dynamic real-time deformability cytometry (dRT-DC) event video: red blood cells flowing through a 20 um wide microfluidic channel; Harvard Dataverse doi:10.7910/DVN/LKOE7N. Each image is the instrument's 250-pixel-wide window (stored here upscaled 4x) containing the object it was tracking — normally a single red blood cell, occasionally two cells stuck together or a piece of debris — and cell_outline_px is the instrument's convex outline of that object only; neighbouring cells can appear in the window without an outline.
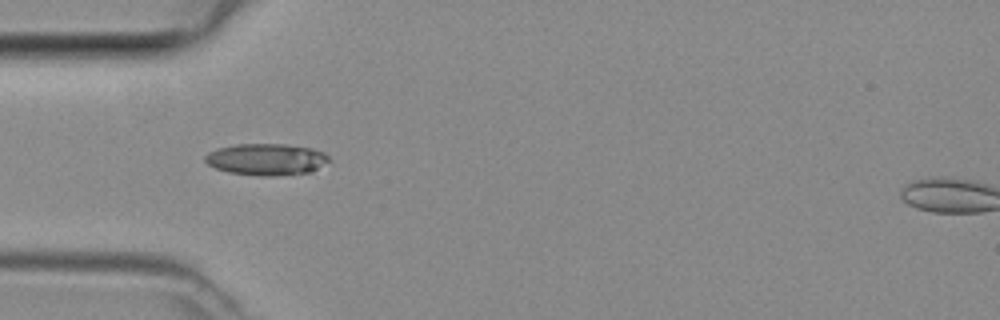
{"species": "common noctule bat (a hibernating species)", "species_latin": "Nyctalus noctula", "temperature_condition": "room temperature", "stored_images_in_passage": 4, "camera_frame_rate_fps": 3000, "um_per_image_px": 0.085, "animal": {"sex": "female", "body_mass_g": 29.2, "forearm_length_mm": 56.3}, "frame": {"image": 1, "passage_image": 3, "time_ms": 0.667, "image_size_px": [1000, 320], "cell_outline_px": [[328, 160], [312, 172], [276, 176], [260, 176], [228, 172], [216, 168], [208, 164], [204, 160], [204, 156], [208, 152], [220, 148], [236, 144], [284, 144], [312, 148], [324, 152], [328, 156]], "centroid_in_image_um": [22.63, 13.55], "position_along_channel_um": 62.4, "area_um2": 22.77}}